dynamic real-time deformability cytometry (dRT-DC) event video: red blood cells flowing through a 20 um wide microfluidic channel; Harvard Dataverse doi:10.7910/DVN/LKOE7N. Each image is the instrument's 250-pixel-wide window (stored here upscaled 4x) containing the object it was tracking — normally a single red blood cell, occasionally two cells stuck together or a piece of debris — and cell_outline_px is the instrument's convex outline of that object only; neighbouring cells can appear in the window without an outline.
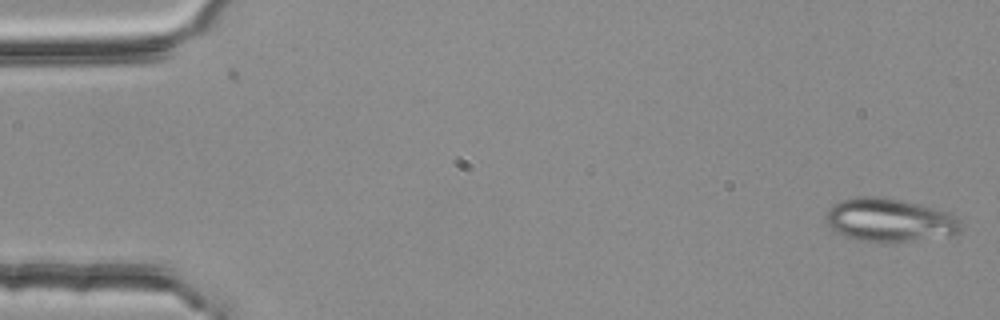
{"species": "common noctule bat (a hibernating species)", "species_latin": "Nyctalus noctula", "temperature_condition": "room temperature", "stored_images_in_passage": 54, "camera_frame_rate_fps": 3000, "um_per_image_px": 0.085, "animal": {"sex": "female", "body_mass_g": 25.1}, "frame": {"image": 1, "passage_image": 1, "time_ms": 0.0, "image_size_px": [1000, 320], "cell_outline_px": [[960, 232], [884, 244], [856, 240], [836, 232], [824, 220], [824, 216], [840, 200], [856, 196], [876, 196], [900, 200], [936, 208], [952, 212], [960, 220]], "centroid_in_image_um": [75.57, 18.7], "position_along_channel_um": 9.4, "area_um2": 33.93}}
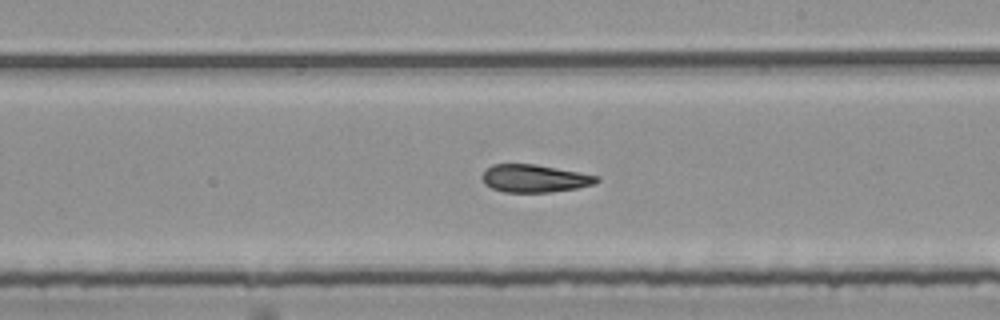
{"frame": {"image": 2, "passage_image": 31, "time_ms": 10.0, "image_size_px": [1000, 320], "cell_outline_px": [[600, 180], [596, 184], [576, 188], [552, 192], [504, 192], [492, 188], [484, 184], [484, 172], [492, 164], [536, 164], [600, 176]], "centroid_in_image_um": [45.49, 15.17], "position_along_channel_um": 243.5, "area_um2": 18.44}}
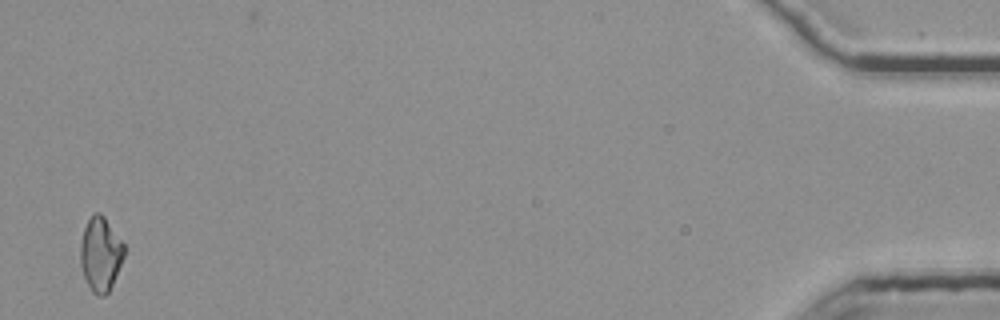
{"frame": {"image": 3, "passage_image": 53, "time_ms": 17.333, "image_size_px": [1000, 320], "cell_outline_px": [[124, 256], [112, 284], [108, 292], [104, 296], [96, 296], [92, 292], [84, 276], [80, 264], [80, 244], [84, 228], [88, 220], [96, 212], [100, 212], [104, 216], [124, 244]], "centroid_in_image_um": [8.53, 21.61], "position_along_channel_um": 426.7, "area_um2": 18.73}, "authors_computed_cell_mechanics": {"area_um2": 19.363, "velocity_mm_per_s": 3.7695, "shape_relaxation_time_tau1_ms": 5.1092, "shape_relaxation_time_tau2_ms": 2.7878, "deformation_change_tau1": 0.1711, "deformation_change_tau2": 0.1096}}